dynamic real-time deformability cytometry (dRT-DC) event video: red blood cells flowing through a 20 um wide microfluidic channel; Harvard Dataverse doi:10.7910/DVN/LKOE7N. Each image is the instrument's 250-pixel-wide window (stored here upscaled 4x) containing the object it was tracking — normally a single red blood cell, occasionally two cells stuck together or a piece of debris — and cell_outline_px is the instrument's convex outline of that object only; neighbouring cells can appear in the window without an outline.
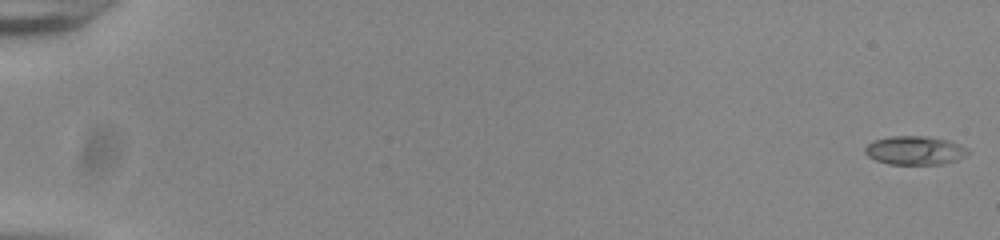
{"species": "common noctule bat (a hibernating species)", "species_latin": "Nyctalus noctula", "temperature_condition": "room temperature", "stored_images_in_passage": 51, "camera_frame_rate_fps": 3000, "um_per_image_px": 0.085, "animal": {"sex": "male", "body_mass_g": 20.0, "forearm_length_mm": 53.3}, "frame": {"image": 1, "passage_image": 1, "time_ms": 0.0, "image_size_px": [1000, 240], "cell_outline_px": [[972, 152], [956, 160], [944, 164], [888, 164], [876, 160], [868, 156], [864, 152], [864, 148], [868, 144], [876, 140], [892, 136], [928, 136], [948, 140], [968, 148]], "centroid_in_image_um": [77.79, 12.79], "position_along_channel_um": 7.2, "area_um2": 17.22}}
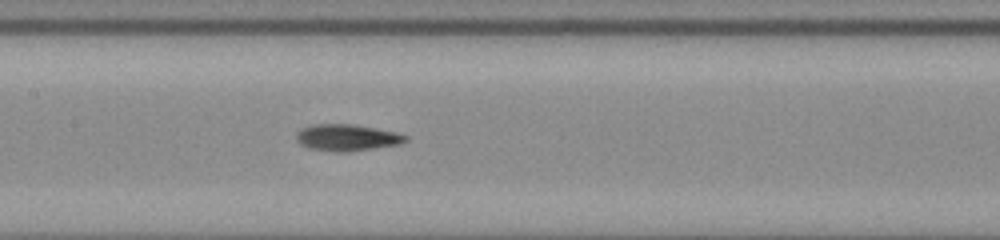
{"frame": {"image": 2, "passage_image": 29, "time_ms": 9.333, "image_size_px": [1000, 240], "cell_outline_px": [[408, 140], [400, 144], [344, 152], [336, 152], [308, 148], [300, 144], [296, 140], [296, 132], [300, 128], [312, 124], [352, 124], [400, 132], [408, 136]], "centroid_in_image_um": [29.48, 11.68], "position_along_channel_um": 177.9, "area_um2": 17.11}}
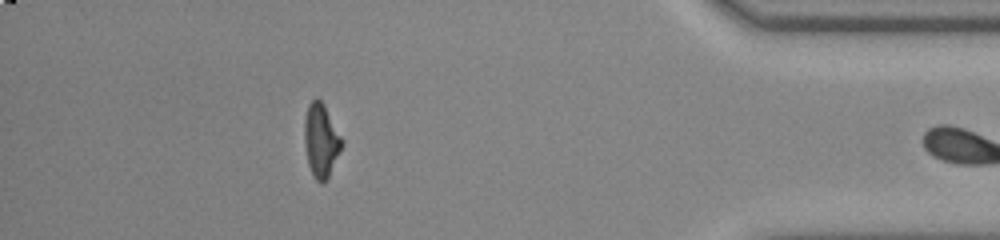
{"frame": {"image": 3, "passage_image": 50, "time_ms": 16.333, "image_size_px": [1000, 240], "cell_outline_px": [[344, 140], [328, 176], [324, 184], [320, 184], [312, 176], [308, 164], [304, 144], [304, 120], [308, 104], [316, 96], [324, 104]], "centroid_in_image_um": [27.26, 11.92], "position_along_channel_um": 407.9, "area_um2": 16.13}}